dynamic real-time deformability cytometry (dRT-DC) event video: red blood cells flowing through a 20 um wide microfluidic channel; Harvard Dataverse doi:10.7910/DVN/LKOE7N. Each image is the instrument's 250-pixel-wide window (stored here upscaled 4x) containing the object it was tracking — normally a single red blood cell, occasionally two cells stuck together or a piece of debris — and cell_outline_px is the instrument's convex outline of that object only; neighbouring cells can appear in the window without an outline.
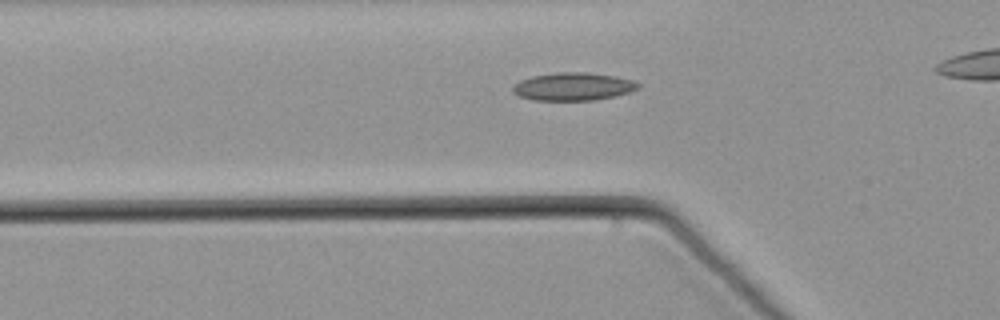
{"species": "common noctule bat (a hibernating species)", "species_latin": "Nyctalus noctula", "temperature_condition": "warm", "stored_images_in_passage": 35, "camera_frame_rate_fps": 3000, "um_per_image_px": 0.085, "animal": {"sex": "male", "body_mass_g": 21.5, "forearm_length_mm": 52.0}, "frame": {"image": 1, "passage_image": 7, "time_ms": 2.0, "image_size_px": [1000, 320], "cell_outline_px": [[640, 88], [628, 92], [612, 96], [592, 100], [532, 100], [520, 96], [512, 92], [512, 88], [520, 80], [532, 76], [556, 72], [588, 72], [616, 76], [632, 80], [640, 84]], "centroid_in_image_um": [48.71, 7.35], "position_along_channel_um": 77.1, "area_um2": 20.29}}
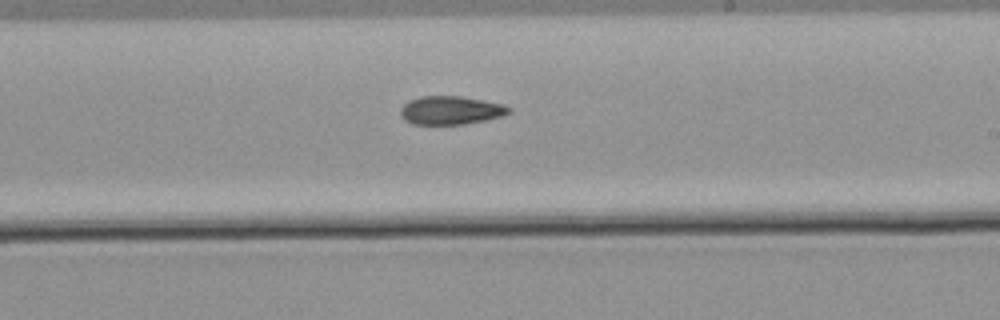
{"frame": {"image": 2, "passage_image": 22, "time_ms": 7.0, "image_size_px": [1000, 320], "cell_outline_px": [[512, 112], [504, 116], [464, 124], [412, 124], [404, 120], [400, 116], [400, 108], [408, 100], [420, 96], [460, 96], [484, 100], [504, 104], [512, 108]], "centroid_in_image_um": [38.32, 9.37], "position_along_channel_um": 250.7, "area_um2": 18.21}}
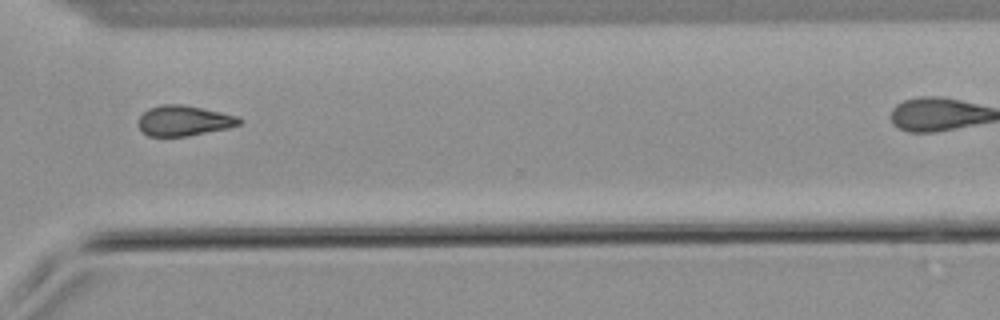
{"frame": {"image": 3, "passage_image": 31, "time_ms": 10.0, "image_size_px": [1000, 320], "cell_outline_px": [[244, 120], [240, 124], [228, 128], [188, 136], [148, 136], [140, 132], [136, 124], [136, 120], [148, 108], [160, 104], [184, 104], [240, 116]], "centroid_in_image_um": [15.6, 10.25], "position_along_channel_um": 355.0, "area_um2": 18.32}}